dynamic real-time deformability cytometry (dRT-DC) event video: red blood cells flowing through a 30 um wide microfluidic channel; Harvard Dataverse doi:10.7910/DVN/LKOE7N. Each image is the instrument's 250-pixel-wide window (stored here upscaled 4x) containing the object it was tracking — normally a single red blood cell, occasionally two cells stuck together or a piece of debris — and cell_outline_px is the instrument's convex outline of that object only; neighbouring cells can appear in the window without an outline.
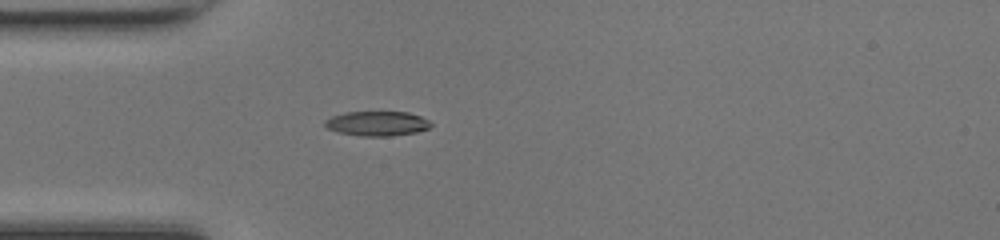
{"species": "common noctule bat (a hibernating species)", "species_latin": "Nyctalus noctula", "temperature_condition": "room temperature", "stored_images_in_passage": 35, "camera_frame_rate_fps": 3000, "um_per_image_px": 0.085, "animal": {"sex": "female", "body_mass_g": 17.0, "forearm_length_mm": 48.0}, "frame": {"image": 1, "passage_image": 1, "time_ms": 0.0, "image_size_px": [1000, 240], "cell_outline_px": [[432, 124], [428, 128], [416, 132], [388, 136], [360, 136], [336, 132], [328, 128], [324, 124], [324, 120], [332, 116], [344, 112], [408, 112], [420, 116], [428, 120]], "centroid_in_image_um": [32.02, 10.5], "position_along_channel_um": 53.0, "area_um2": 15.2}}
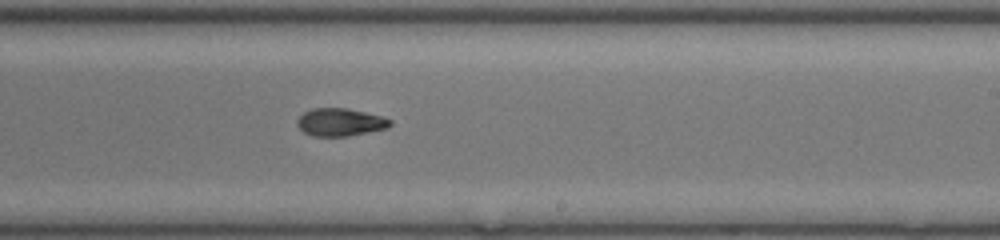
{"frame": {"image": 2, "passage_image": 16, "time_ms": 5.0, "image_size_px": [1000, 240], "cell_outline_px": [[392, 124], [388, 128], [348, 136], [312, 136], [304, 132], [296, 124], [296, 120], [304, 112], [312, 108], [348, 108], [380, 116], [392, 120]], "centroid_in_image_um": [28.91, 10.38], "position_along_channel_um": 260.1, "area_um2": 15.03}}
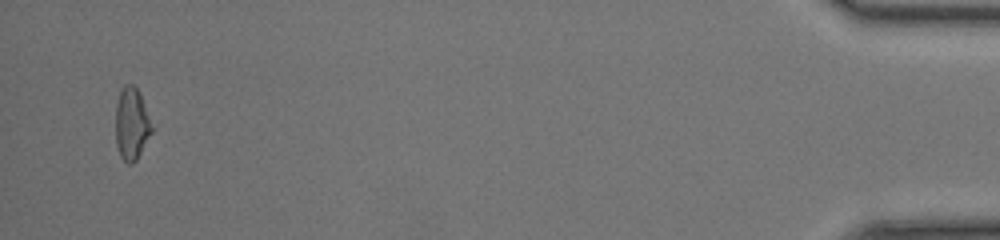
{"frame": {"image": 3, "passage_image": 34, "time_ms": 11.0, "image_size_px": [1000, 240], "cell_outline_px": [[152, 132], [136, 160], [132, 164], [128, 164], [120, 156], [116, 144], [116, 104], [120, 92], [124, 84], [132, 84], [136, 88], [140, 96], [152, 128]], "centroid_in_image_um": [11.16, 10.56], "position_along_channel_um": 424.0, "area_um2": 14.8}, "authors_computed_cell_mechanics": {"area_um2": 15.2592, "velocity_mm_per_s": 4.277, "shape_relaxation_time_tau1_ms": 8.2243, "shape_relaxation_time_tau2_ms": 3.0774, "deformation_change_tau1": 0.2357, "deformation_change_tau2": 0.0916}}